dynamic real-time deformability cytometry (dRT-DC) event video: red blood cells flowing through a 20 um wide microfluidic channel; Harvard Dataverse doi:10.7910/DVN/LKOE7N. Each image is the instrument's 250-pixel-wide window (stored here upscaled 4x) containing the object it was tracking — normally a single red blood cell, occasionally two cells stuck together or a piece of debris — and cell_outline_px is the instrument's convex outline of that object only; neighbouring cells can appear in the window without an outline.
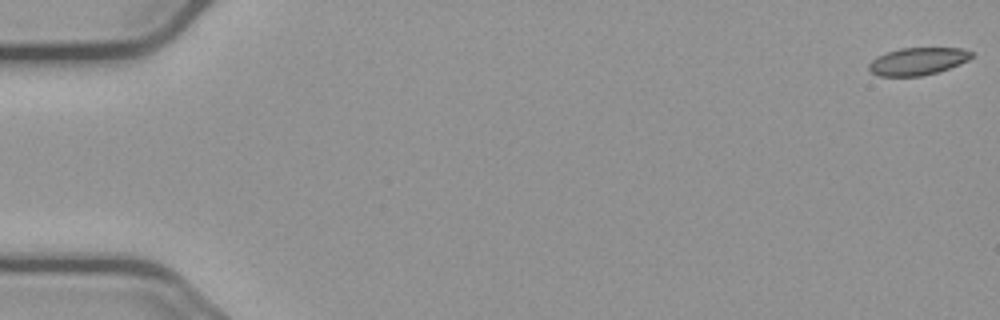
{"species": "common noctule bat (a hibernating species)", "species_latin": "Nyctalus noctula", "temperature_condition": "cold", "stored_images_in_passage": 16, "camera_frame_rate_fps": 3000, "um_per_image_px": 0.085, "animal": {"sex": "male", "body_mass_g": 23.1, "forearm_length_mm": 52.7}, "frame": {"image": 1, "passage_image": 1, "time_ms": 0.0, "image_size_px": [1000, 320], "cell_outline_px": [[972, 56], [968, 60], [960, 64], [936, 72], [920, 76], [880, 76], [872, 72], [868, 68], [868, 64], [876, 56], [900, 48], [960, 48], [972, 52]], "centroid_in_image_um": [77.98, 5.2], "position_along_channel_um": 7.0, "area_um2": 16.24}}
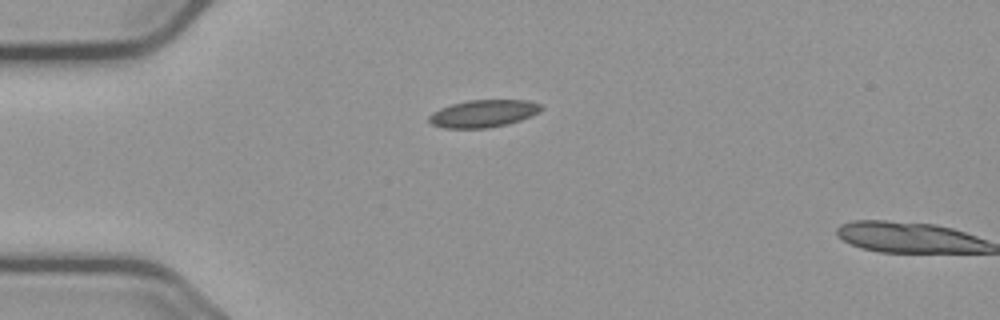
{"frame": {"image": 2, "passage_image": 15, "time_ms": 4.667, "image_size_px": [1000, 320], "cell_outline_px": [[544, 108], [540, 112], [532, 116], [508, 124], [488, 128], [444, 128], [432, 124], [428, 120], [428, 116], [432, 112], [440, 108], [452, 104], [468, 100], [528, 100], [540, 104]], "centroid_in_image_um": [41.1, 9.65], "position_along_channel_um": 43.9, "area_um2": 18.03}}